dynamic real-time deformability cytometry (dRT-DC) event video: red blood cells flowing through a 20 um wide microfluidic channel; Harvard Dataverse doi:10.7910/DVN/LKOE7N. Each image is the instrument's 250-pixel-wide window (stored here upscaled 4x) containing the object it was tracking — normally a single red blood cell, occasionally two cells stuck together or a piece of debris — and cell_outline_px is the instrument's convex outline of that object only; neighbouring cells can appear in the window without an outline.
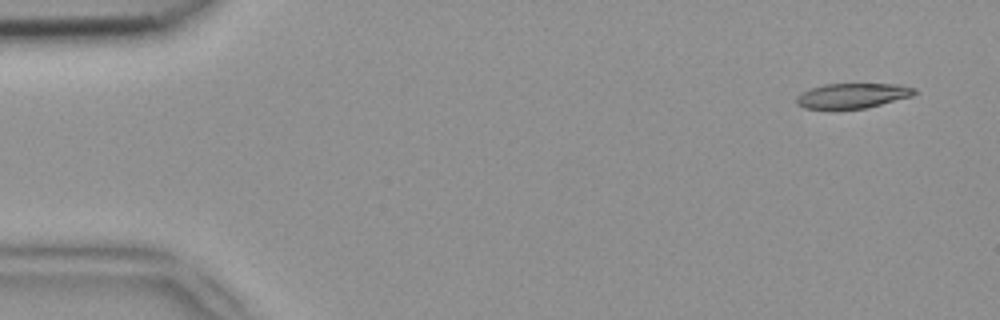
{"species": "common noctule bat (a hibernating species)", "species_latin": "Nyctalus noctula", "temperature_condition": "room temperature", "stored_images_in_passage": 48, "camera_frame_rate_fps": 3000, "um_per_image_px": 0.085, "animal": {"sex": "female", "body_mass_g": 18.4}, "frame": {"image": 1, "passage_image": 1, "time_ms": 0.0, "image_size_px": [1000, 320], "cell_outline_px": [[916, 92], [912, 96], [864, 108], [804, 108], [796, 104], [796, 96], [812, 88], [824, 84], [896, 84], [916, 88]], "centroid_in_image_um": [72.46, 8.12], "position_along_channel_um": 12.5, "area_um2": 16.82}}
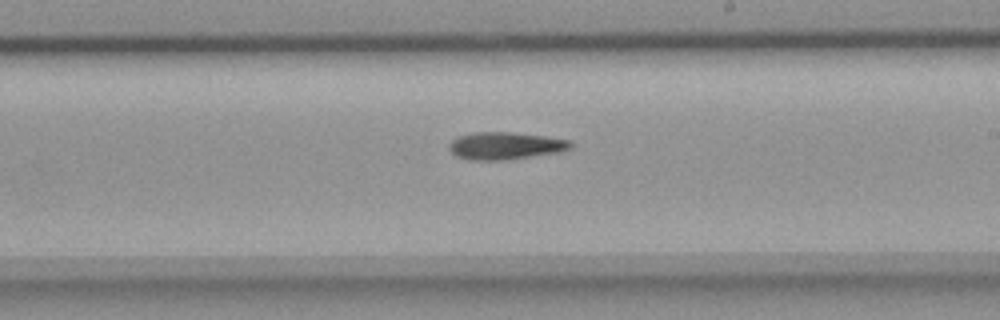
{"frame": {"image": 2, "passage_image": 27, "time_ms": 8.667, "image_size_px": [1000, 320], "cell_outline_px": [[572, 148], [560, 152], [504, 160], [468, 160], [456, 156], [448, 148], [448, 144], [456, 136], [476, 132], [512, 132], [544, 136], [568, 140], [572, 144]], "centroid_in_image_um": [42.91, 12.39], "position_along_channel_um": 246.1, "area_um2": 19.42}}
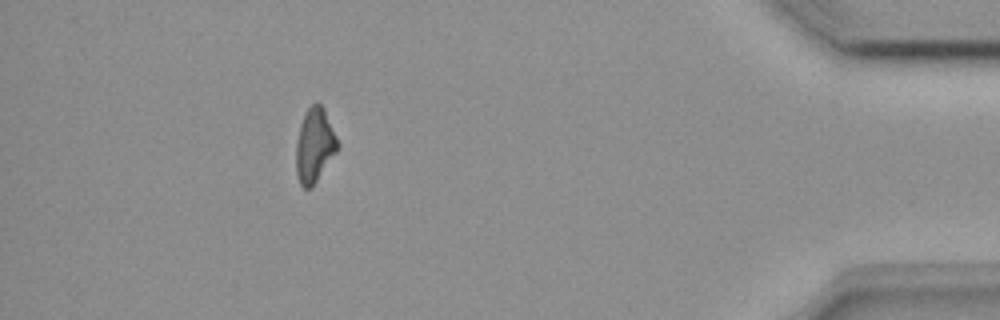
{"frame": {"image": 3, "passage_image": 43, "time_ms": 14.0, "image_size_px": [1000, 320], "cell_outline_px": [[340, 148], [312, 188], [304, 188], [300, 184], [296, 172], [296, 140], [300, 124], [308, 108], [316, 100], [324, 108], [340, 144]], "centroid_in_image_um": [26.76, 12.36], "position_along_channel_um": 408.4, "area_um2": 18.26}}